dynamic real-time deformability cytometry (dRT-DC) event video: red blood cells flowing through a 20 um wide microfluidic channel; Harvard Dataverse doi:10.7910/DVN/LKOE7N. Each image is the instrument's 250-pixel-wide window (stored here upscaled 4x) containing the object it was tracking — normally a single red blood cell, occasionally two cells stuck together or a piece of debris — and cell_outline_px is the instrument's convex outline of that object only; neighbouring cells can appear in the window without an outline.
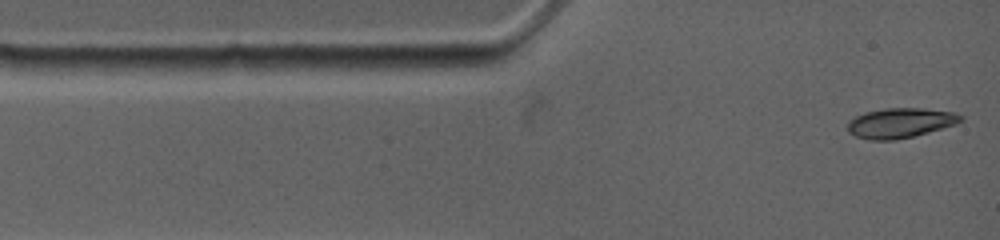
{"species": "common noctule bat (a hibernating species)", "species_latin": "Nyctalus noctula", "temperature_condition": "warm", "stored_images_in_passage": 37, "camera_frame_rate_fps": 4500, "um_per_image_px": 0.085, "animal": {"sex": "female", "body_mass_g": 19.0, "forearm_length_mm": 53.3}, "frame": {"image": 1, "passage_image": 1, "time_ms": 0.0, "image_size_px": [1000, 240], "cell_outline_px": [[964, 120], [956, 124], [928, 132], [896, 140], [868, 140], [856, 136], [848, 132], [848, 120], [864, 112], [884, 108], [924, 108], [956, 112], [964, 116]], "centroid_in_image_um": [76.54, 10.44], "position_along_channel_um": 8.5, "area_um2": 19.88}}
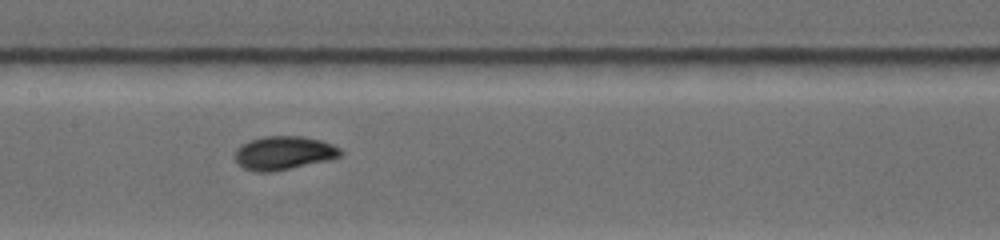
{"frame": {"image": 2, "passage_image": 16, "time_ms": 5.556, "image_size_px": [1000, 240], "cell_outline_px": [[344, 156], [328, 160], [272, 172], [256, 172], [244, 168], [236, 160], [236, 148], [240, 144], [264, 136], [304, 136], [320, 140], [332, 144], [340, 148], [344, 152]], "centroid_in_image_um": [24.16, 13.0], "position_along_channel_um": 183.2, "area_um2": 20.69}}
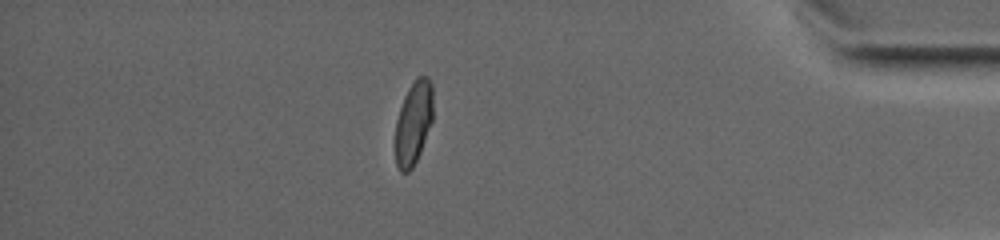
{"frame": {"image": 3, "passage_image": 29, "time_ms": 12.444, "image_size_px": [1000, 240], "cell_outline_px": [[432, 120], [420, 152], [412, 168], [408, 172], [400, 172], [396, 164], [396, 120], [404, 96], [408, 88], [416, 76], [428, 76], [432, 84]], "centroid_in_image_um": [35.14, 10.4], "position_along_channel_um": 400.1, "area_um2": 18.21}, "authors_computed_cell_mechanics": {"area_um2": 19.4786, "velocity_mm_per_s": 3.8179, "shape_relaxation_time_tau1_ms": 5.7661, "shape_relaxation_time_tau2_ms": null, "deformation_change_tau1": 0.1987, "deformation_change_tau2": null}}